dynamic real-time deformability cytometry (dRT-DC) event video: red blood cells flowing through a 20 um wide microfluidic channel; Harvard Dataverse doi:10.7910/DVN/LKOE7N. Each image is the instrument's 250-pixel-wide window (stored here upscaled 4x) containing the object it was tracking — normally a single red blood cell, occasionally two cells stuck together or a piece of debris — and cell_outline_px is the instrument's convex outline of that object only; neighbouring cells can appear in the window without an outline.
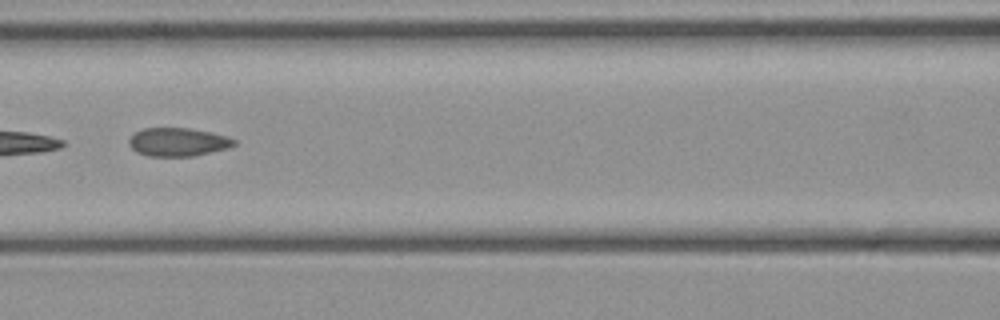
{"species": "common noctule bat (a hibernating species)", "species_latin": "Nyctalus noctula", "temperature_condition": "cold", "stored_images_in_passage": 27, "camera_frame_rate_fps": 3000, "um_per_image_px": 0.085, "animal": {"sex": "female", "body_mass_g": 21.9}, "frame": {"image": 1, "passage_image": 8, "time_ms": 2.333, "image_size_px": [1000, 320], "cell_outline_px": [[236, 144], [228, 148], [192, 156], [148, 156], [136, 152], [128, 144], [128, 140], [136, 132], [144, 128], [188, 128], [212, 132], [236, 140]], "centroid_in_image_um": [15.11, 12.07], "position_along_channel_um": 151.5, "area_um2": 17.28}}